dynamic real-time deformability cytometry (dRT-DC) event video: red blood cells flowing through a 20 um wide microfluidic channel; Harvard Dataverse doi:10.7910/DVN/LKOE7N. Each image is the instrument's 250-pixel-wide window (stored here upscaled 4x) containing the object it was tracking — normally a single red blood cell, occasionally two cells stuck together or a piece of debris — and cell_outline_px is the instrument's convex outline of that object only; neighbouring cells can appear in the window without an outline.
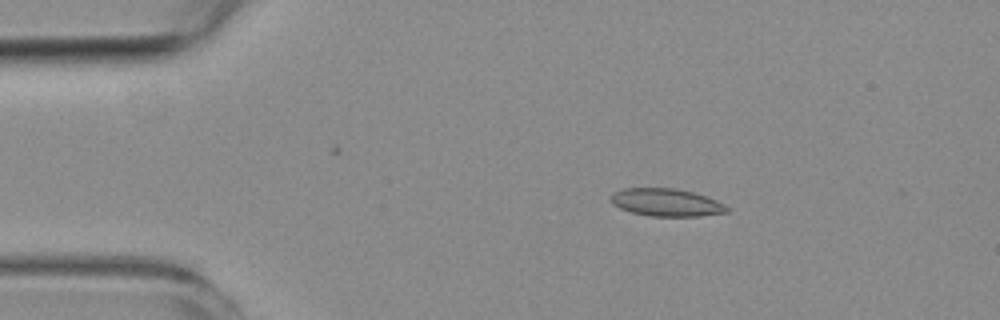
{"species": "common noctule bat (a hibernating species)", "species_latin": "Nyctalus noctula", "temperature_condition": "room temperature", "stored_images_in_passage": 4, "camera_frame_rate_fps": 3000, "um_per_image_px": 0.085, "animal": {"sex": "female", "body_mass_g": 19.3, "forearm_length_mm": 54.1}, "frame": {"image": 1, "passage_image": 2, "time_ms": 1.333, "image_size_px": [1000, 320], "cell_outline_px": [[728, 212], [700, 216], [648, 216], [632, 212], [620, 208], [612, 204], [608, 200], [608, 196], [612, 192], [624, 188], [676, 188], [692, 192], [716, 200], [724, 204], [728, 208]], "centroid_in_image_um": [56.56, 17.2], "position_along_channel_um": 28.4, "area_um2": 18.84}}